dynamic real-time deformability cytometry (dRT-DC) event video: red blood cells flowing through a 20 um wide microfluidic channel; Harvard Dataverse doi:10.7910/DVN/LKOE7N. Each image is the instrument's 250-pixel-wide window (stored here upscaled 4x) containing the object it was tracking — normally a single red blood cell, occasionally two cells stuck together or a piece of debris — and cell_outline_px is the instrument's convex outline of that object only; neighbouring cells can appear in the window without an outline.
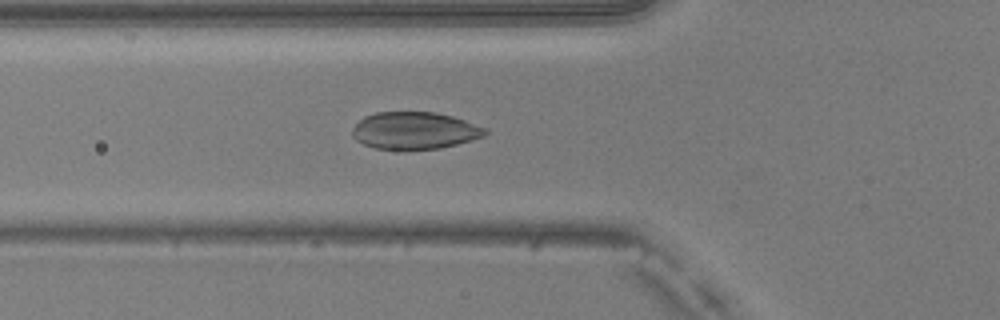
{"species": "common noctule bat (a hibernating species)", "species_latin": "Nyctalus noctula", "temperature_condition": "warm", "stored_images_in_passage": 46, "camera_frame_rate_fps": 3000, "um_per_image_px": 0.085, "animal": {"sex": "male", "body_mass_g": 20.5, "forearm_length_mm": 52.5}, "frame": {"image": 1, "passage_image": 14, "time_ms": 4.333, "image_size_px": [1000, 320], "cell_outline_px": [[488, 132], [484, 136], [472, 140], [440, 148], [404, 152], [376, 148], [364, 144], [356, 140], [352, 136], [352, 128], [364, 116], [376, 112], [436, 112], [452, 116], [488, 128]], "centroid_in_image_um": [35.24, 11.13], "position_along_channel_um": 90.6, "area_um2": 29.42}}
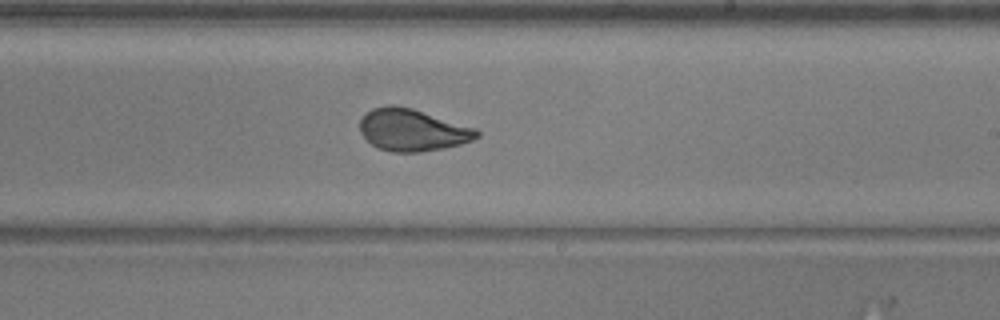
{"frame": {"image": 2, "passage_image": 26, "time_ms": 8.333, "image_size_px": [1000, 320], "cell_outline_px": [[480, 136], [472, 140], [460, 144], [444, 148], [420, 152], [392, 152], [380, 148], [372, 144], [360, 132], [360, 116], [372, 108], [388, 104], [392, 104], [412, 108], [476, 128], [480, 132]], "centroid_in_image_um": [35.04, 11.03], "position_along_channel_um": 254.0, "area_um2": 28.73}}
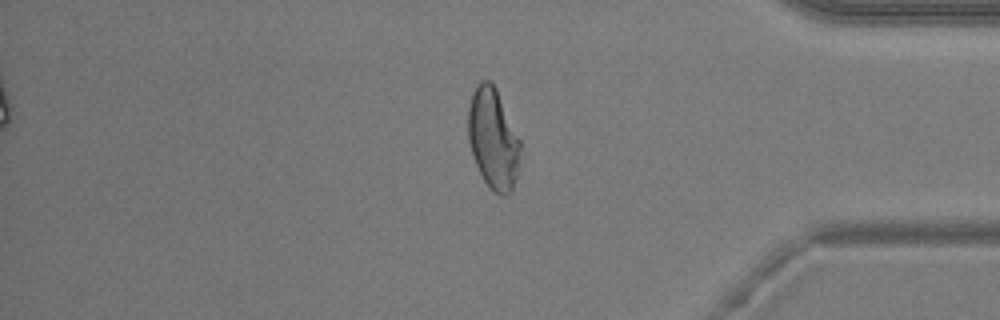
{"frame": {"image": 3, "passage_image": 38, "time_ms": 12.333, "image_size_px": [1000, 320], "cell_outline_px": [[520, 148], [516, 176], [512, 192], [508, 196], [500, 196], [492, 192], [488, 188], [476, 164], [468, 140], [468, 108], [472, 92], [480, 80], [488, 80], [496, 88], [520, 140]], "centroid_in_image_um": [41.9, 11.82], "position_along_channel_um": 393.3, "area_um2": 30.58}, "authors_computed_cell_mechanics": {"area_um2": 28.8711, "velocity_mm_per_s": 4.0681, "shape_relaxation_time_tau1_ms": 2.0713, "shape_relaxation_time_tau2_ms": null, "deformation_change_tau1": 0.0703, "deformation_change_tau2": null}}